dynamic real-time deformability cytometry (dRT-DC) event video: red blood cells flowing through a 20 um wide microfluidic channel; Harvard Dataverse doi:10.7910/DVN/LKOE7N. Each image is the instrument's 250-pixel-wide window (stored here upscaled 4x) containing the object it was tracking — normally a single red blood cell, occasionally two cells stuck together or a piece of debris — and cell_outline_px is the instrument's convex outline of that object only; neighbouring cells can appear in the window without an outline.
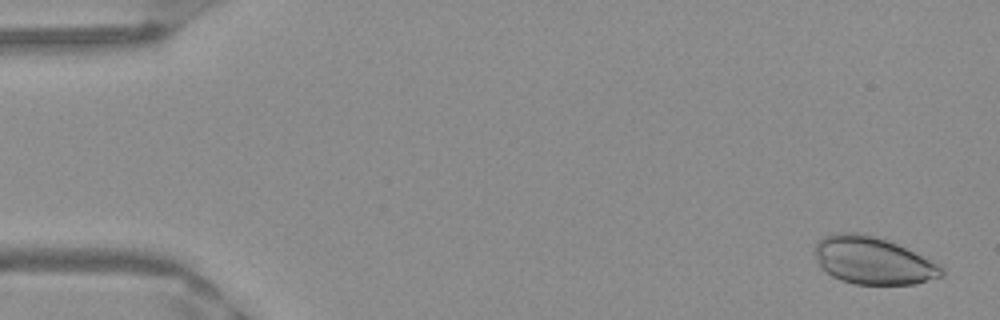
{"species": "Egyptian fruit bat (a non-hibernating species)", "species_latin": "Rousettus aegyptiacus", "temperature_condition": "warm", "stored_images_in_passage": 51, "camera_frame_rate_fps": 3000, "um_per_image_px": 0.085, "frame": {"image": 1, "passage_image": 2, "time_ms": 0.333, "image_size_px": [1000, 320], "cell_outline_px": [[944, 276], [912, 284], [852, 284], [840, 280], [832, 276], [820, 268], [812, 248], [824, 236], [840, 232], [860, 232], [880, 236], [940, 264], [944, 268]], "centroid_in_image_um": [74.18, 22.13], "position_along_channel_um": 10.8, "area_um2": 35.43}}
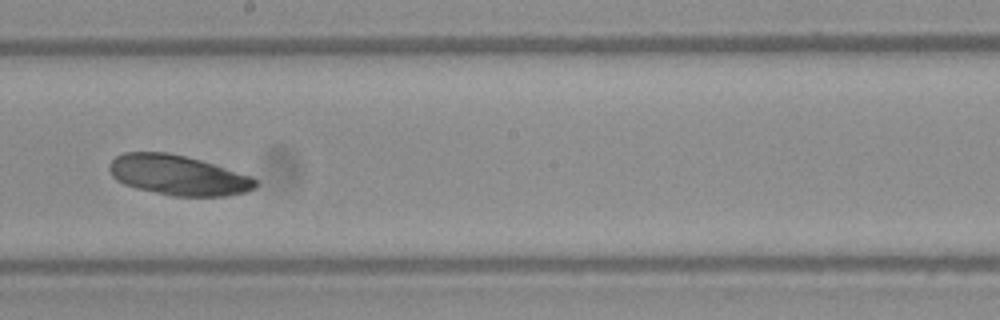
{"frame": {"image": 2, "passage_image": 29, "time_ms": 9.333, "image_size_px": [1000, 320], "cell_outline_px": [[260, 184], [256, 188], [248, 192], [224, 196], [172, 196], [136, 188], [124, 184], [116, 180], [112, 176], [108, 168], [108, 164], [116, 156], [124, 152], [168, 152], [200, 160], [252, 176]], "centroid_in_image_um": [15.15, 14.89], "position_along_channel_um": 233.1, "area_um2": 34.28}}
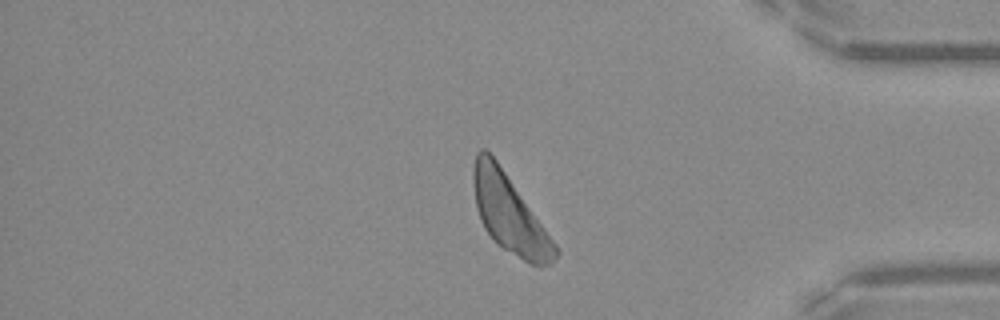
{"frame": {"image": 3, "passage_image": 43, "time_ms": 14.0, "image_size_px": [1000, 320], "cell_outline_px": [[560, 252], [552, 264], [540, 268], [524, 260], [496, 244], [492, 240], [484, 228], [480, 220], [476, 208], [472, 180], [472, 168], [476, 152], [480, 148], [484, 148], [496, 160], [556, 244]], "centroid_in_image_um": [43.28, 18.19], "position_along_channel_um": 391.9, "area_um2": 36.93}}